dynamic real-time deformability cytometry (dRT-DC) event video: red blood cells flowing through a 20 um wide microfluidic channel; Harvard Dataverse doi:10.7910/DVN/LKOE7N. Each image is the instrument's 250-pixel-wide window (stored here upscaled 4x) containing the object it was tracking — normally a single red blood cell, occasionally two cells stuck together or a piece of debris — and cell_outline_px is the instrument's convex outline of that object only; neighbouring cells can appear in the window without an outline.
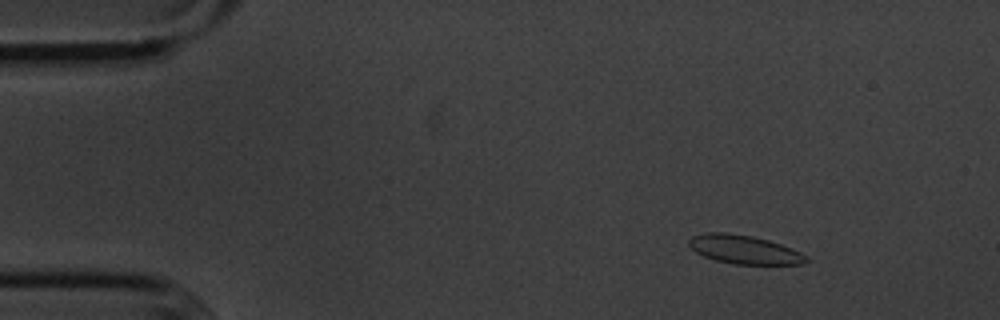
{"species": "common noctule bat (a hibernating species)", "species_latin": "Nyctalus noctula", "temperature_condition": "cold", "stored_images_in_passage": 54, "camera_frame_rate_fps": 3000, "um_per_image_px": 0.085, "animal": {"sex": "male", "body_mass_g": 20.1, "forearm_length_mm": 53.5}, "frame": {"image": 1, "passage_image": 6, "time_ms": 1.667, "image_size_px": [1000, 320], "cell_outline_px": [[808, 260], [804, 264], [732, 264], [716, 260], [704, 256], [696, 252], [688, 244], [688, 240], [692, 236], [704, 232], [724, 232], [752, 236], [768, 240], [792, 248], [808, 256]], "centroid_in_image_um": [63.25, 21.21], "position_along_channel_um": 21.7, "area_um2": 19.59}}
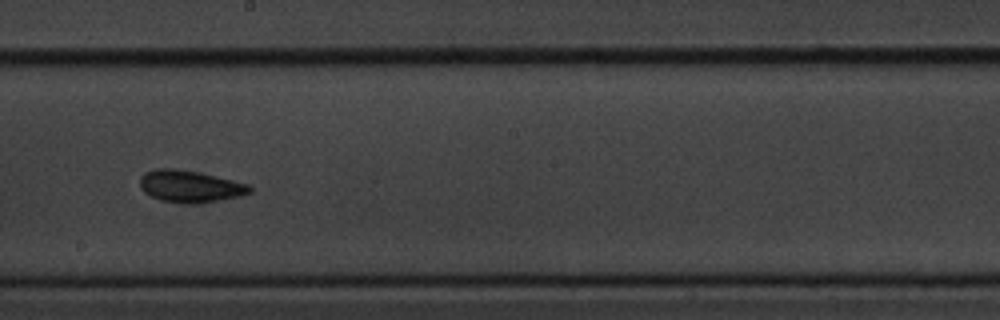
{"frame": {"image": 2, "passage_image": 30, "time_ms": 9.667, "image_size_px": [1000, 320], "cell_outline_px": [[252, 192], [240, 196], [196, 204], [180, 204], [160, 200], [144, 192], [140, 188], [140, 176], [144, 172], [156, 168], [176, 168], [196, 172], [232, 180], [248, 184], [252, 188]], "centroid_in_image_um": [16.11, 15.85], "position_along_channel_um": 232.1, "area_um2": 20.52}}
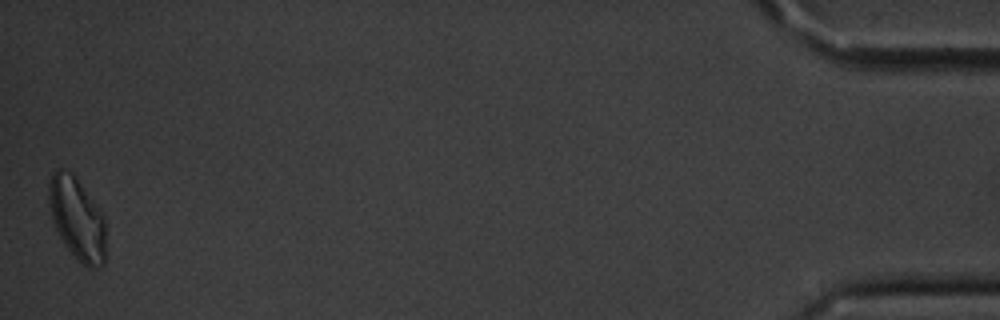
{"frame": {"image": 3, "passage_image": 54, "time_ms": 17.667, "image_size_px": [1000, 320], "cell_outline_px": [[104, 264], [96, 268], [88, 268], [64, 244], [52, 220], [48, 200], [48, 184], [52, 172], [56, 168], [60, 168], [72, 172], [100, 208], [104, 216]], "centroid_in_image_um": [6.53, 18.52], "position_along_channel_um": 428.7, "area_um2": 27.22}, "authors_computed_cell_mechanics": {"area_um2": 19.8254, "velocity_mm_per_s": 3.5986, "shape_relaxation_time_tau1_ms": 2.9151, "shape_relaxation_time_tau2_ms": 2.4216, "deformation_change_tau1": 0.1011, "deformation_change_tau2": 0.098}}